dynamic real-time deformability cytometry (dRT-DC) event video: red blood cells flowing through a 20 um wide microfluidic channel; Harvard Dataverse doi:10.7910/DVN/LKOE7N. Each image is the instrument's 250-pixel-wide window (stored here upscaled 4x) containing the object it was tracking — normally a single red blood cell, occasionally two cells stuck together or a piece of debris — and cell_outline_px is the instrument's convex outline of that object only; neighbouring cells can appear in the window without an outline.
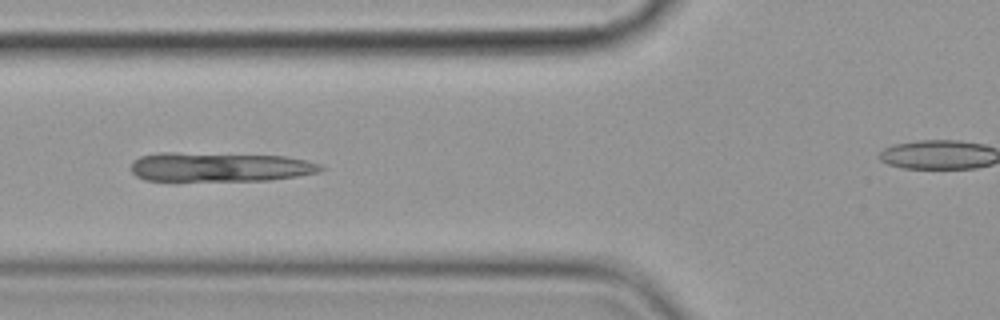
{"species": "common noctule bat (a hibernating species)", "species_latin": "Nyctalus noctula", "temperature_condition": "cold", "stored_images_in_passage": 15, "camera_frame_rate_fps": 3000, "um_per_image_px": 0.085, "animal": {"sex": "female", "body_mass_g": 19.9}, "frame": {"image": 1, "passage_image": 7, "time_ms": 7.667, "image_size_px": [1000, 320], "cell_outline_px": [[324, 168], [320, 172], [296, 176], [268, 180], [144, 180], [136, 176], [132, 172], [132, 160], [140, 156], [160, 152], [176, 152], [284, 156], [304, 160], [320, 164]], "centroid_in_image_um": [18.64, 14.18], "position_along_channel_um": 107.2, "area_um2": 32.19}}
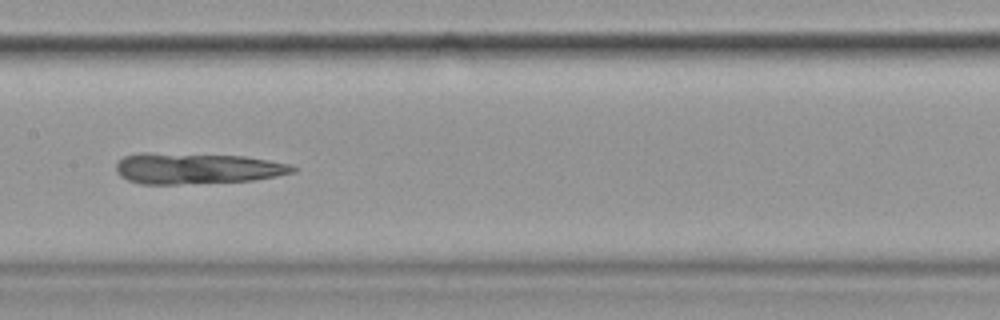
{"frame": {"image": 2, "passage_image": 9, "time_ms": 10.0, "image_size_px": [1000, 320], "cell_outline_px": [[296, 172], [276, 176], [252, 180], [180, 184], [140, 184], [128, 180], [120, 176], [116, 172], [116, 164], [124, 156], [140, 152], [144, 152], [244, 156], [292, 164], [296, 168]], "centroid_in_image_um": [16.71, 14.31], "position_along_channel_um": 190.7, "area_um2": 31.96}}
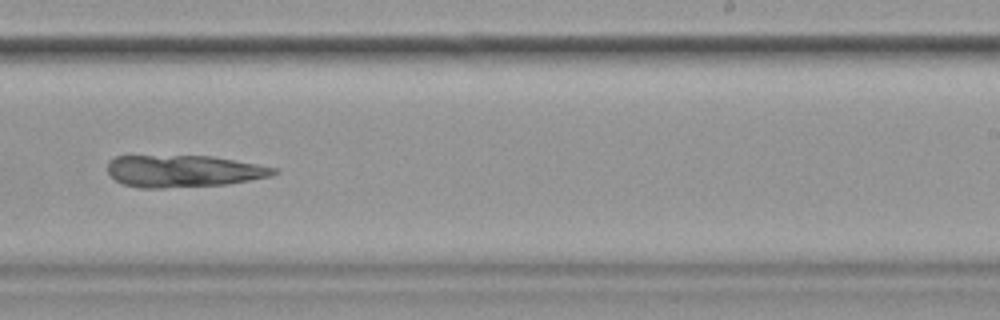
{"frame": {"image": 3, "passage_image": 11, "time_ms": 12.333, "image_size_px": [1000, 320], "cell_outline_px": [[280, 172], [272, 176], [228, 184], [164, 188], [140, 188], [124, 184], [116, 180], [108, 172], [108, 160], [116, 156], [212, 156], [280, 168]], "centroid_in_image_um": [15.65, 14.54], "position_along_channel_um": 273.4, "area_um2": 31.15}}